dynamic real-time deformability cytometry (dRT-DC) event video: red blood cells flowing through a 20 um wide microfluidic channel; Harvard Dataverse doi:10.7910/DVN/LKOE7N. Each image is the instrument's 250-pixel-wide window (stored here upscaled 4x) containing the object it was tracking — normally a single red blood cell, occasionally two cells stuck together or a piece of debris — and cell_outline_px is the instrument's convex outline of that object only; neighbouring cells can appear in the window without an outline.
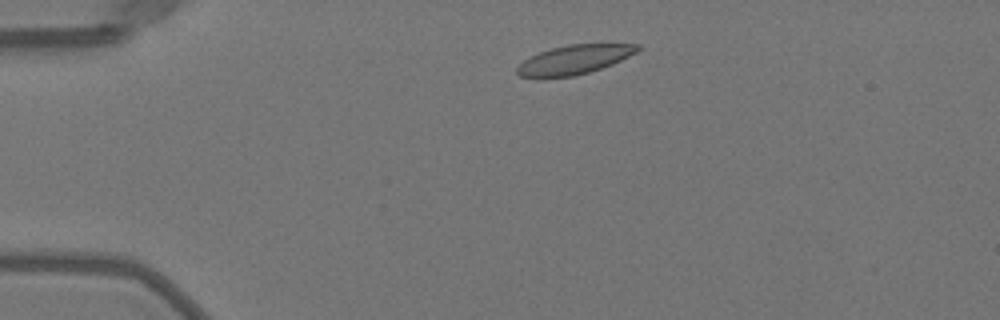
{"species": "Egyptian fruit bat (a non-hibernating species)", "species_latin": "Rousettus aegyptiacus", "temperature_condition": "warm", "stored_images_in_passage": 31, "camera_frame_rate_fps": 3000, "um_per_image_px": 0.085, "animal": {"sex": "female"}, "frame": {"image": 1, "passage_image": 1, "time_ms": 0.0, "image_size_px": [1000, 320], "cell_outline_px": [[640, 48], [636, 52], [612, 64], [588, 72], [572, 76], [520, 76], [516, 72], [516, 68], [524, 60], [540, 52], [552, 48], [568, 44], [640, 44]], "centroid_in_image_um": [48.83, 5.04], "position_along_channel_um": 36.2, "area_um2": 19.83}}
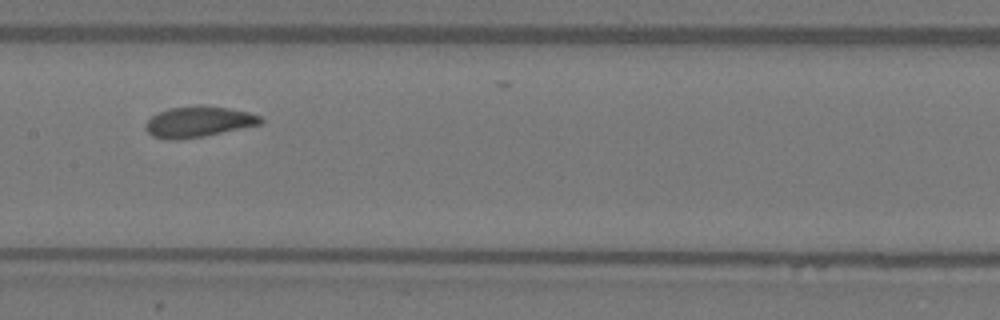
{"frame": {"image": 2, "passage_image": 16, "time_ms": 5.0, "image_size_px": [1000, 320], "cell_outline_px": [[264, 120], [260, 124], [204, 136], [180, 140], [172, 140], [152, 136], [144, 128], [144, 124], [152, 116], [160, 112], [172, 108], [200, 104], [228, 108], [248, 112], [260, 116]], "centroid_in_image_um": [16.85, 10.35], "position_along_channel_um": 190.5, "area_um2": 20.58}}
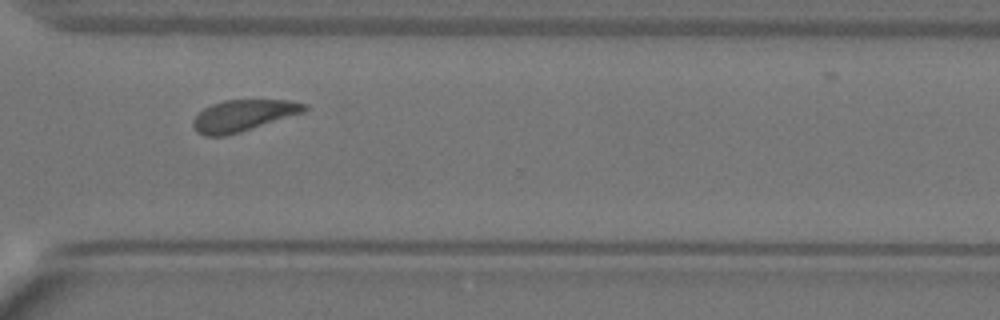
{"frame": {"image": 3, "passage_image": 28, "time_ms": 9.0, "image_size_px": [1000, 320], "cell_outline_px": [[308, 108], [304, 112], [228, 136], [204, 136], [196, 132], [192, 124], [192, 120], [204, 108], [212, 104], [224, 100], [288, 100], [308, 104]], "centroid_in_image_um": [20.66, 9.83], "position_along_channel_um": 349.9, "area_um2": 20.46}}